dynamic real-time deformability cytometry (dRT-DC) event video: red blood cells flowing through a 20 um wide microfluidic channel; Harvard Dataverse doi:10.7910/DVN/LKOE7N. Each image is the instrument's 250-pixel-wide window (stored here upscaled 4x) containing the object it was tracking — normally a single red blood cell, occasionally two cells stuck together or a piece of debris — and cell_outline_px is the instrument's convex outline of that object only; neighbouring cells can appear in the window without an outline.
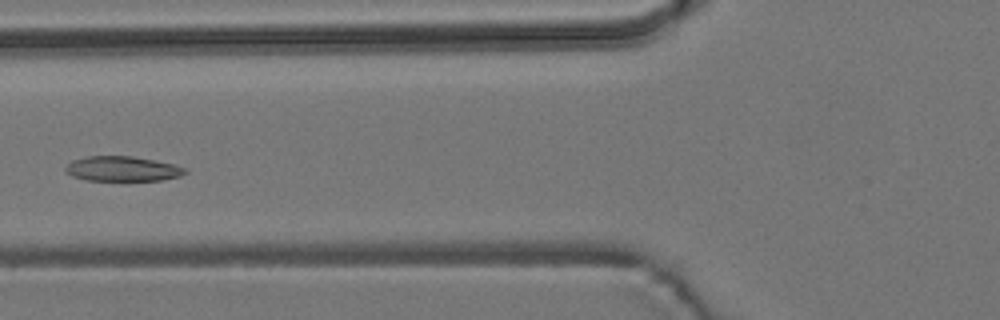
{"species": "common noctule bat (a hibernating species)", "species_latin": "Nyctalus noctula", "temperature_condition": "room temperature", "stored_images_in_passage": 4, "camera_frame_rate_fps": 3000, "um_per_image_px": 0.085, "animal": {"sex": "male", "body_mass_g": 19.2, "forearm_length_mm": 51.8}, "frame": {"image": 1, "passage_image": 3, "time_ms": 2.333, "image_size_px": [1000, 320], "cell_outline_px": [[188, 172], [180, 176], [160, 180], [88, 180], [72, 176], [64, 172], [64, 168], [72, 160], [88, 156], [132, 156], [172, 164], [184, 168]], "centroid_in_image_um": [10.36, 14.34], "position_along_channel_um": 115.4, "area_um2": 17.17}}
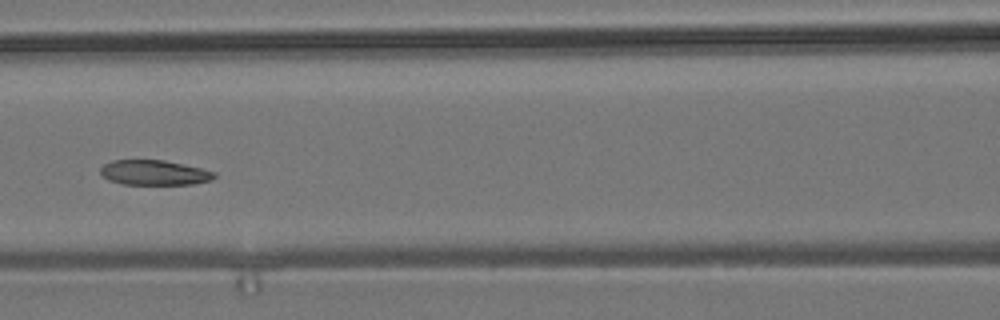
{"frame": {"image": 2, "passage_image": 4, "time_ms": 3.333, "image_size_px": [1000, 320], "cell_outline_px": [[216, 176], [212, 180], [192, 184], [124, 184], [108, 180], [100, 172], [100, 168], [104, 164], [112, 160], [164, 160], [200, 168], [216, 172]], "centroid_in_image_um": [13.11, 14.67], "position_along_channel_um": 153.5, "area_um2": 16.47}}